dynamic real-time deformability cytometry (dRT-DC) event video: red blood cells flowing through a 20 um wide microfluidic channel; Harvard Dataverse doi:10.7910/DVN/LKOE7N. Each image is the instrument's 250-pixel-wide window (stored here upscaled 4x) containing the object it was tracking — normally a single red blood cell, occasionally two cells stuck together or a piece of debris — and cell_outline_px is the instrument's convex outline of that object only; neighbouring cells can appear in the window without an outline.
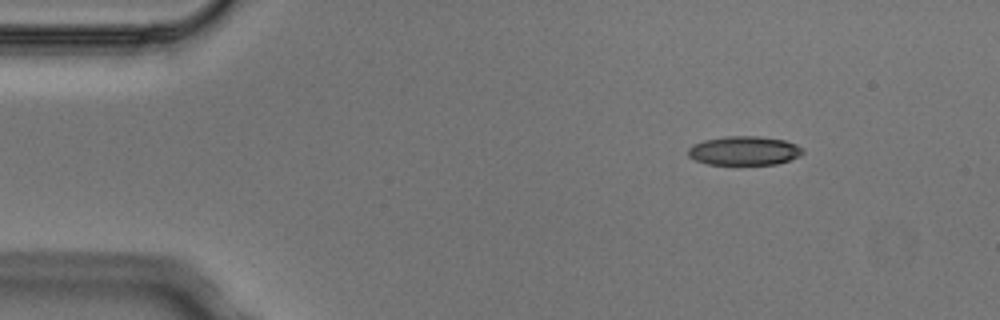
{"species": "Egyptian fruit bat (a non-hibernating species)", "species_latin": "Rousettus aegyptiacus", "temperature_condition": "cold", "stored_images_in_passage": 4, "camera_frame_rate_fps": 3000, "um_per_image_px": 0.085, "animal": {"sex": "male"}, "frame": {"image": 1, "passage_image": 1, "time_ms": 0.0, "image_size_px": [1000, 320], "cell_outline_px": [[804, 152], [800, 156], [776, 164], [708, 164], [696, 160], [688, 156], [688, 148], [692, 144], [704, 140], [724, 136], [756, 136], [784, 140], [796, 144], [804, 148]], "centroid_in_image_um": [63.25, 12.8], "position_along_channel_um": 21.7, "area_um2": 19.36}}
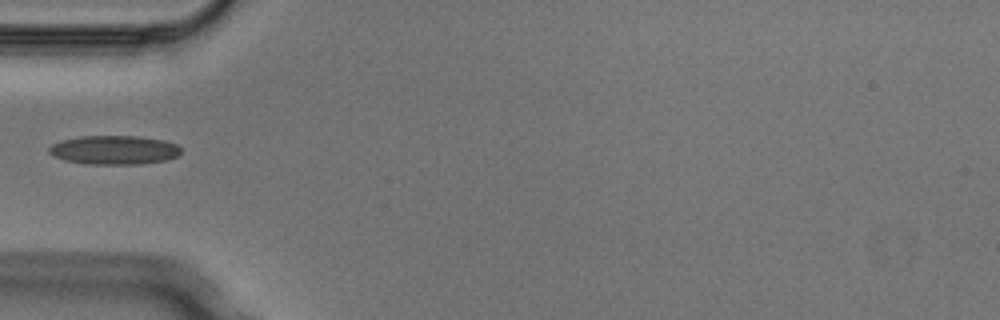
{"frame": {"image": 2, "passage_image": 3, "time_ms": 0.667, "image_size_px": [1000, 320], "cell_outline_px": [[180, 152], [176, 156], [168, 160], [140, 164], [84, 164], [64, 160], [48, 152], [48, 148], [52, 144], [60, 140], [80, 136], [136, 136], [164, 140], [176, 144], [180, 148]], "centroid_in_image_um": [9.68, 12.75], "position_along_channel_um": 75.3, "area_um2": 22.31}}
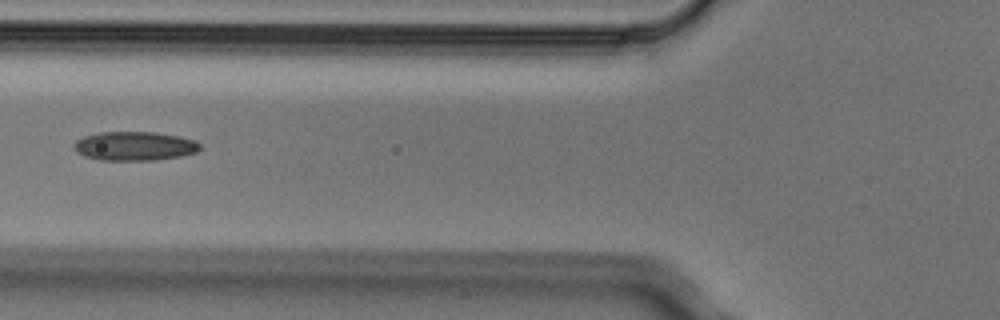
{"frame": {"image": 3, "passage_image": 4, "time_ms": 1.0, "image_size_px": [1000, 320], "cell_outline_px": [[200, 148], [196, 152], [180, 156], [156, 160], [100, 160], [84, 156], [76, 152], [72, 144], [76, 140], [84, 136], [100, 132], [152, 132], [180, 136], [196, 140], [200, 144]], "centroid_in_image_um": [11.42, 12.41], "position_along_channel_um": 114.4, "area_um2": 21.39}}